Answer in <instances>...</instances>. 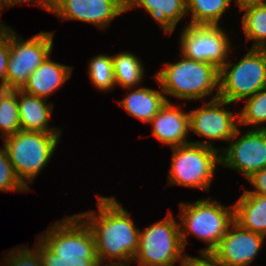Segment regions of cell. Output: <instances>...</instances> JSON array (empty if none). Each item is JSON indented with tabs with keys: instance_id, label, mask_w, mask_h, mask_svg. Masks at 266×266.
Returning a JSON list of instances; mask_svg holds the SVG:
<instances>
[{
	"instance_id": "6da1fadb",
	"label": "cell",
	"mask_w": 266,
	"mask_h": 266,
	"mask_svg": "<svg viewBox=\"0 0 266 266\" xmlns=\"http://www.w3.org/2000/svg\"><path fill=\"white\" fill-rule=\"evenodd\" d=\"M97 197L99 216L94 210L78 214L92 230L97 259L99 263L118 259L116 263L130 264L138 250L140 230L115 197Z\"/></svg>"
},
{
	"instance_id": "7a4b0ae2",
	"label": "cell",
	"mask_w": 266,
	"mask_h": 266,
	"mask_svg": "<svg viewBox=\"0 0 266 266\" xmlns=\"http://www.w3.org/2000/svg\"><path fill=\"white\" fill-rule=\"evenodd\" d=\"M39 238L43 266H97L95 238L78 215L62 218Z\"/></svg>"
},
{
	"instance_id": "3957f363",
	"label": "cell",
	"mask_w": 266,
	"mask_h": 266,
	"mask_svg": "<svg viewBox=\"0 0 266 266\" xmlns=\"http://www.w3.org/2000/svg\"><path fill=\"white\" fill-rule=\"evenodd\" d=\"M176 63L166 62L154 77L164 94L183 100H203L217 90L219 97V69L207 62L192 60L180 55Z\"/></svg>"
},
{
	"instance_id": "277c9868",
	"label": "cell",
	"mask_w": 266,
	"mask_h": 266,
	"mask_svg": "<svg viewBox=\"0 0 266 266\" xmlns=\"http://www.w3.org/2000/svg\"><path fill=\"white\" fill-rule=\"evenodd\" d=\"M179 205L181 210L178 216L181 220L179 231L184 249L187 234H191L207 245L200 250L201 257L209 256L234 221V206L226 207L210 198L199 199L193 203L182 202Z\"/></svg>"
},
{
	"instance_id": "5b68a950",
	"label": "cell",
	"mask_w": 266,
	"mask_h": 266,
	"mask_svg": "<svg viewBox=\"0 0 266 266\" xmlns=\"http://www.w3.org/2000/svg\"><path fill=\"white\" fill-rule=\"evenodd\" d=\"M172 161L168 184L209 191L220 151L208 141L189 142L171 147Z\"/></svg>"
},
{
	"instance_id": "8992f818",
	"label": "cell",
	"mask_w": 266,
	"mask_h": 266,
	"mask_svg": "<svg viewBox=\"0 0 266 266\" xmlns=\"http://www.w3.org/2000/svg\"><path fill=\"white\" fill-rule=\"evenodd\" d=\"M61 132H32L20 130L3 139L8 159L20 181L29 188L53 156Z\"/></svg>"
},
{
	"instance_id": "52a82bcc",
	"label": "cell",
	"mask_w": 266,
	"mask_h": 266,
	"mask_svg": "<svg viewBox=\"0 0 266 266\" xmlns=\"http://www.w3.org/2000/svg\"><path fill=\"white\" fill-rule=\"evenodd\" d=\"M179 224L169 213L163 220L158 221L139 234V246L133 262L138 266H174L177 261L185 264L191 257L184 254Z\"/></svg>"
},
{
	"instance_id": "ba28073f",
	"label": "cell",
	"mask_w": 266,
	"mask_h": 266,
	"mask_svg": "<svg viewBox=\"0 0 266 266\" xmlns=\"http://www.w3.org/2000/svg\"><path fill=\"white\" fill-rule=\"evenodd\" d=\"M266 87V49L250 48L236 64L226 62L219 69V97L236 103Z\"/></svg>"
},
{
	"instance_id": "9c48e42d",
	"label": "cell",
	"mask_w": 266,
	"mask_h": 266,
	"mask_svg": "<svg viewBox=\"0 0 266 266\" xmlns=\"http://www.w3.org/2000/svg\"><path fill=\"white\" fill-rule=\"evenodd\" d=\"M53 35V32L41 31L25 41L10 27L6 89H21L33 71L51 55Z\"/></svg>"
},
{
	"instance_id": "30bf717a",
	"label": "cell",
	"mask_w": 266,
	"mask_h": 266,
	"mask_svg": "<svg viewBox=\"0 0 266 266\" xmlns=\"http://www.w3.org/2000/svg\"><path fill=\"white\" fill-rule=\"evenodd\" d=\"M180 38V51L184 57L211 63L218 69L228 61L232 50L227 33L220 25H187Z\"/></svg>"
},
{
	"instance_id": "8fae6325",
	"label": "cell",
	"mask_w": 266,
	"mask_h": 266,
	"mask_svg": "<svg viewBox=\"0 0 266 266\" xmlns=\"http://www.w3.org/2000/svg\"><path fill=\"white\" fill-rule=\"evenodd\" d=\"M240 133L237 128L229 140V146L219 148L220 165L235 169L249 179L254 173L266 168V129L252 128L236 139Z\"/></svg>"
},
{
	"instance_id": "7c38bea8",
	"label": "cell",
	"mask_w": 266,
	"mask_h": 266,
	"mask_svg": "<svg viewBox=\"0 0 266 266\" xmlns=\"http://www.w3.org/2000/svg\"><path fill=\"white\" fill-rule=\"evenodd\" d=\"M264 238L233 221L208 257L219 266H250L260 251Z\"/></svg>"
},
{
	"instance_id": "4fadbf2b",
	"label": "cell",
	"mask_w": 266,
	"mask_h": 266,
	"mask_svg": "<svg viewBox=\"0 0 266 266\" xmlns=\"http://www.w3.org/2000/svg\"><path fill=\"white\" fill-rule=\"evenodd\" d=\"M228 101L212 97L202 107L189 112L190 131L210 140H224L229 142L238 128V113L225 110ZM224 108V109H223ZM237 119V120H236ZM236 120V122H235Z\"/></svg>"
},
{
	"instance_id": "5bb4252c",
	"label": "cell",
	"mask_w": 266,
	"mask_h": 266,
	"mask_svg": "<svg viewBox=\"0 0 266 266\" xmlns=\"http://www.w3.org/2000/svg\"><path fill=\"white\" fill-rule=\"evenodd\" d=\"M126 12V0H64L51 13L63 20H77L107 29L112 20Z\"/></svg>"
},
{
	"instance_id": "9a60e30c",
	"label": "cell",
	"mask_w": 266,
	"mask_h": 266,
	"mask_svg": "<svg viewBox=\"0 0 266 266\" xmlns=\"http://www.w3.org/2000/svg\"><path fill=\"white\" fill-rule=\"evenodd\" d=\"M149 123L153 136L161 143L170 147L189 143L186 140L190 134L189 112H183L180 106L167 101Z\"/></svg>"
},
{
	"instance_id": "2e32d148",
	"label": "cell",
	"mask_w": 266,
	"mask_h": 266,
	"mask_svg": "<svg viewBox=\"0 0 266 266\" xmlns=\"http://www.w3.org/2000/svg\"><path fill=\"white\" fill-rule=\"evenodd\" d=\"M72 67L51 60L49 55L29 76L20 89L27 94L47 99L71 76Z\"/></svg>"
},
{
	"instance_id": "e0dca14e",
	"label": "cell",
	"mask_w": 266,
	"mask_h": 266,
	"mask_svg": "<svg viewBox=\"0 0 266 266\" xmlns=\"http://www.w3.org/2000/svg\"><path fill=\"white\" fill-rule=\"evenodd\" d=\"M47 99L33 96L18 89V110L21 130L32 132H61L60 129L49 128V119L53 112V103Z\"/></svg>"
},
{
	"instance_id": "ac0fdd59",
	"label": "cell",
	"mask_w": 266,
	"mask_h": 266,
	"mask_svg": "<svg viewBox=\"0 0 266 266\" xmlns=\"http://www.w3.org/2000/svg\"><path fill=\"white\" fill-rule=\"evenodd\" d=\"M135 7H143L169 35L187 14L186 0H126V11Z\"/></svg>"
},
{
	"instance_id": "d6986e66",
	"label": "cell",
	"mask_w": 266,
	"mask_h": 266,
	"mask_svg": "<svg viewBox=\"0 0 266 266\" xmlns=\"http://www.w3.org/2000/svg\"><path fill=\"white\" fill-rule=\"evenodd\" d=\"M233 206L236 223L266 238V196L245 190Z\"/></svg>"
},
{
	"instance_id": "ffe728a7",
	"label": "cell",
	"mask_w": 266,
	"mask_h": 266,
	"mask_svg": "<svg viewBox=\"0 0 266 266\" xmlns=\"http://www.w3.org/2000/svg\"><path fill=\"white\" fill-rule=\"evenodd\" d=\"M134 89L119 101V104L131 116L143 122H150L165 103L169 101L164 96L162 89L153 90L147 87H139L138 89L135 87Z\"/></svg>"
},
{
	"instance_id": "44dd1931",
	"label": "cell",
	"mask_w": 266,
	"mask_h": 266,
	"mask_svg": "<svg viewBox=\"0 0 266 266\" xmlns=\"http://www.w3.org/2000/svg\"><path fill=\"white\" fill-rule=\"evenodd\" d=\"M115 84L125 89L137 88L145 77L142 61L131 52L112 56Z\"/></svg>"
},
{
	"instance_id": "7402d4cb",
	"label": "cell",
	"mask_w": 266,
	"mask_h": 266,
	"mask_svg": "<svg viewBox=\"0 0 266 266\" xmlns=\"http://www.w3.org/2000/svg\"><path fill=\"white\" fill-rule=\"evenodd\" d=\"M232 0H186V12L191 21L186 25L219 26V21Z\"/></svg>"
},
{
	"instance_id": "603a6c76",
	"label": "cell",
	"mask_w": 266,
	"mask_h": 266,
	"mask_svg": "<svg viewBox=\"0 0 266 266\" xmlns=\"http://www.w3.org/2000/svg\"><path fill=\"white\" fill-rule=\"evenodd\" d=\"M242 17L246 40H253L251 48L266 49V4L247 6Z\"/></svg>"
},
{
	"instance_id": "cb8c5ba5",
	"label": "cell",
	"mask_w": 266,
	"mask_h": 266,
	"mask_svg": "<svg viewBox=\"0 0 266 266\" xmlns=\"http://www.w3.org/2000/svg\"><path fill=\"white\" fill-rule=\"evenodd\" d=\"M0 129L2 140L21 130L18 89H0Z\"/></svg>"
},
{
	"instance_id": "d4e9b609",
	"label": "cell",
	"mask_w": 266,
	"mask_h": 266,
	"mask_svg": "<svg viewBox=\"0 0 266 266\" xmlns=\"http://www.w3.org/2000/svg\"><path fill=\"white\" fill-rule=\"evenodd\" d=\"M89 79L98 90L110 91L116 86L112 56L99 54L89 61Z\"/></svg>"
},
{
	"instance_id": "484cf974",
	"label": "cell",
	"mask_w": 266,
	"mask_h": 266,
	"mask_svg": "<svg viewBox=\"0 0 266 266\" xmlns=\"http://www.w3.org/2000/svg\"><path fill=\"white\" fill-rule=\"evenodd\" d=\"M239 125H254V129H266V87L260 89L254 96L245 99V105L238 114ZM258 124V126H257Z\"/></svg>"
},
{
	"instance_id": "4316f807",
	"label": "cell",
	"mask_w": 266,
	"mask_h": 266,
	"mask_svg": "<svg viewBox=\"0 0 266 266\" xmlns=\"http://www.w3.org/2000/svg\"><path fill=\"white\" fill-rule=\"evenodd\" d=\"M29 190L17 177L13 165L8 159L7 152L3 146L0 148V191H19Z\"/></svg>"
},
{
	"instance_id": "83f0119b",
	"label": "cell",
	"mask_w": 266,
	"mask_h": 266,
	"mask_svg": "<svg viewBox=\"0 0 266 266\" xmlns=\"http://www.w3.org/2000/svg\"><path fill=\"white\" fill-rule=\"evenodd\" d=\"M33 251L29 247H17L10 250L5 257L9 266H43L39 254V239H37Z\"/></svg>"
},
{
	"instance_id": "f1b7e54d",
	"label": "cell",
	"mask_w": 266,
	"mask_h": 266,
	"mask_svg": "<svg viewBox=\"0 0 266 266\" xmlns=\"http://www.w3.org/2000/svg\"><path fill=\"white\" fill-rule=\"evenodd\" d=\"M10 55V27L0 24V89H6L7 65Z\"/></svg>"
},
{
	"instance_id": "f546056e",
	"label": "cell",
	"mask_w": 266,
	"mask_h": 266,
	"mask_svg": "<svg viewBox=\"0 0 266 266\" xmlns=\"http://www.w3.org/2000/svg\"><path fill=\"white\" fill-rule=\"evenodd\" d=\"M248 180L255 188L254 190H246L248 193L266 196V168L254 173Z\"/></svg>"
},
{
	"instance_id": "4dcf8cb0",
	"label": "cell",
	"mask_w": 266,
	"mask_h": 266,
	"mask_svg": "<svg viewBox=\"0 0 266 266\" xmlns=\"http://www.w3.org/2000/svg\"><path fill=\"white\" fill-rule=\"evenodd\" d=\"M39 2V3H34V5L36 6H40L41 8L46 10V0H0V13L2 12L1 10L4 8H10L12 6L18 5V4H22V3H30V2ZM2 8V9H1Z\"/></svg>"
},
{
	"instance_id": "1f68e13d",
	"label": "cell",
	"mask_w": 266,
	"mask_h": 266,
	"mask_svg": "<svg viewBox=\"0 0 266 266\" xmlns=\"http://www.w3.org/2000/svg\"><path fill=\"white\" fill-rule=\"evenodd\" d=\"M201 258L193 257V266H219L215 264L208 256H202Z\"/></svg>"
},
{
	"instance_id": "d6a6232c",
	"label": "cell",
	"mask_w": 266,
	"mask_h": 266,
	"mask_svg": "<svg viewBox=\"0 0 266 266\" xmlns=\"http://www.w3.org/2000/svg\"><path fill=\"white\" fill-rule=\"evenodd\" d=\"M234 2L237 3L240 10L251 5L266 4V0H235Z\"/></svg>"
},
{
	"instance_id": "836d02e7",
	"label": "cell",
	"mask_w": 266,
	"mask_h": 266,
	"mask_svg": "<svg viewBox=\"0 0 266 266\" xmlns=\"http://www.w3.org/2000/svg\"><path fill=\"white\" fill-rule=\"evenodd\" d=\"M64 0H46V10L52 12Z\"/></svg>"
},
{
	"instance_id": "e575fe53",
	"label": "cell",
	"mask_w": 266,
	"mask_h": 266,
	"mask_svg": "<svg viewBox=\"0 0 266 266\" xmlns=\"http://www.w3.org/2000/svg\"><path fill=\"white\" fill-rule=\"evenodd\" d=\"M97 266H130V264H119V263H99Z\"/></svg>"
},
{
	"instance_id": "d590c367",
	"label": "cell",
	"mask_w": 266,
	"mask_h": 266,
	"mask_svg": "<svg viewBox=\"0 0 266 266\" xmlns=\"http://www.w3.org/2000/svg\"><path fill=\"white\" fill-rule=\"evenodd\" d=\"M180 266H193V257L191 256L185 264Z\"/></svg>"
},
{
	"instance_id": "8d00e7d4",
	"label": "cell",
	"mask_w": 266,
	"mask_h": 266,
	"mask_svg": "<svg viewBox=\"0 0 266 266\" xmlns=\"http://www.w3.org/2000/svg\"><path fill=\"white\" fill-rule=\"evenodd\" d=\"M3 266H9V264L4 260V263H2Z\"/></svg>"
}]
</instances>
